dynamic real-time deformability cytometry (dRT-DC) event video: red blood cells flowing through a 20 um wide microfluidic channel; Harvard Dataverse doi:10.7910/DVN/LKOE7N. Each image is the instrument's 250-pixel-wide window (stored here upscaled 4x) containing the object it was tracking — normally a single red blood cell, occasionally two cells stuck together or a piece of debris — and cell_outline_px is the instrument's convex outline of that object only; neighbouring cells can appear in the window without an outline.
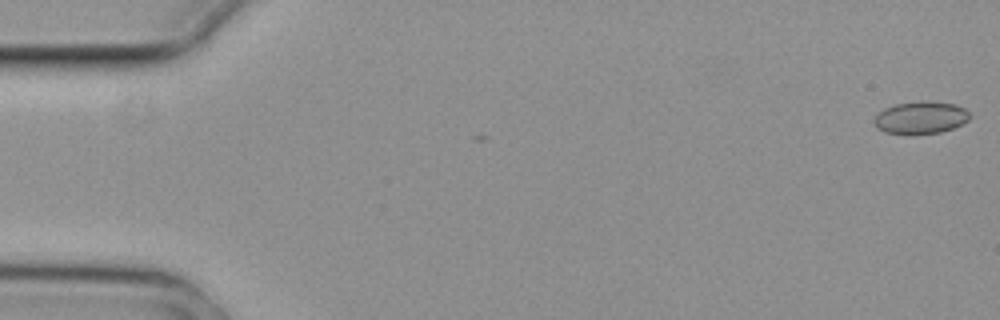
{"species": "common noctule bat (a hibernating species)", "species_latin": "Nyctalus noctula", "temperature_condition": "cold", "stored_images_in_passage": 8, "camera_frame_rate_fps": 3000, "um_per_image_px": 0.085, "animal": {"sex": "female", "body_mass_g": 29.2, "forearm_length_mm": 56.3}, "frame": {"image": 1, "passage_image": 1, "time_ms": 0.0, "image_size_px": [1000, 320], "cell_outline_px": [[972, 116], [968, 120], [952, 128], [940, 132], [884, 132], [876, 128], [872, 120], [884, 108], [896, 104], [956, 104], [964, 108]], "centroid_in_image_um": [78.24, 10.02], "position_along_channel_um": 6.8, "area_um2": 16.76}}
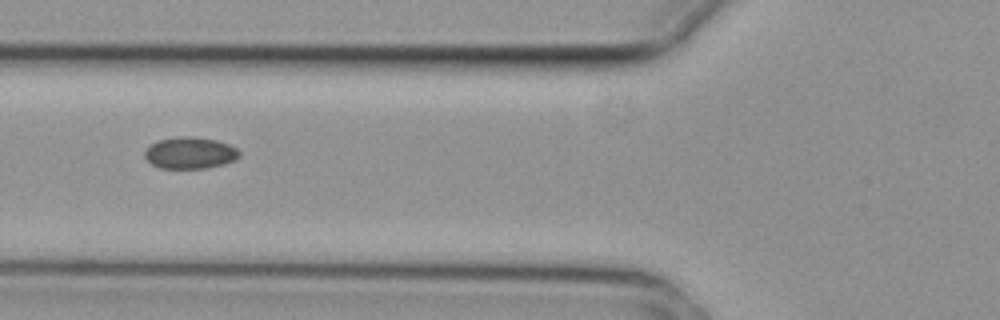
{"frame": {"image": 2, "passage_image": 6, "time_ms": 1.667, "image_size_px": [1000, 320], "cell_outline_px": [[240, 156], [236, 160], [224, 164], [208, 168], [160, 168], [152, 164], [144, 156], [144, 152], [152, 144], [160, 140], [180, 136], [192, 136], [216, 140], [228, 144], [236, 148], [240, 152]], "centroid_in_image_um": [16.19, 13.0], "position_along_channel_um": 109.6, "area_um2": 17.4}}
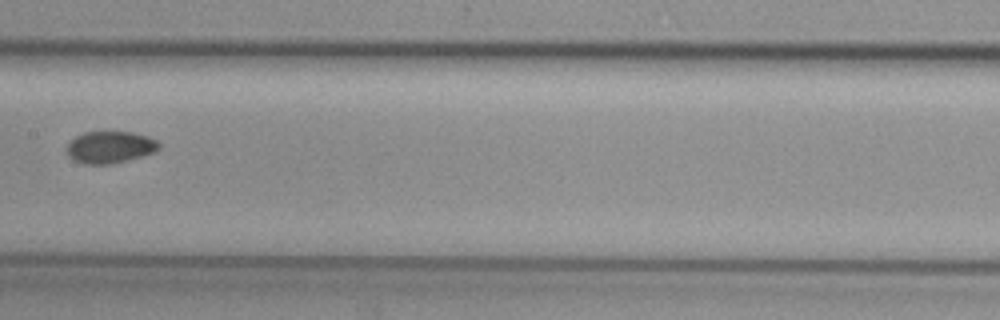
{"frame": {"image": 3, "passage_image": 8, "time_ms": 2.333, "image_size_px": [1000, 320], "cell_outline_px": [[160, 148], [156, 152], [112, 164], [84, 164], [72, 160], [68, 156], [68, 144], [76, 136], [84, 132], [132, 132], [148, 136], [156, 140], [160, 144]], "centroid_in_image_um": [9.37, 12.51], "position_along_channel_um": 198.0, "area_um2": 17.17}}